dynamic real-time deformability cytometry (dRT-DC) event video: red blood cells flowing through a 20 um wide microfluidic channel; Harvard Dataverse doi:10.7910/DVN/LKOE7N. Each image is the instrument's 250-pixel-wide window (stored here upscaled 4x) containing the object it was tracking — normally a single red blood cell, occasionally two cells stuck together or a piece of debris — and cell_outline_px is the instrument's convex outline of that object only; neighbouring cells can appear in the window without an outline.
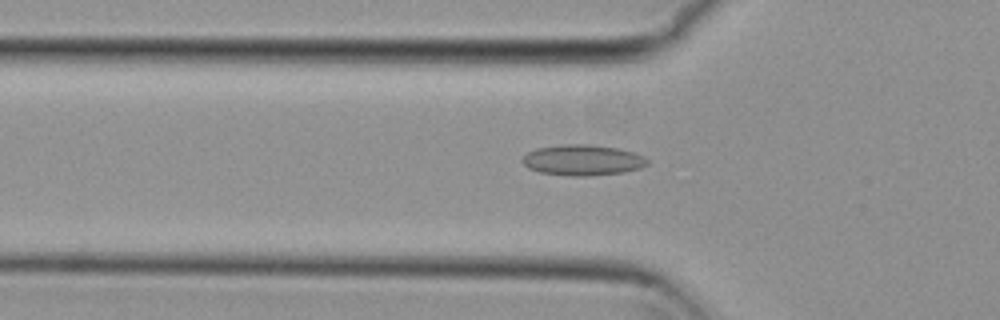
{"species": "common noctule bat (a hibernating species)", "species_latin": "Nyctalus noctula", "temperature_condition": "cold", "stored_images_in_passage": 53, "camera_frame_rate_fps": 3000, "um_per_image_px": 0.085, "animal": {"sex": "female", "body_mass_g": 29.2, "forearm_length_mm": 56.3}, "frame": {"image": 1, "passage_image": 16, "time_ms": 5.0, "image_size_px": [1000, 320], "cell_outline_px": [[648, 164], [640, 168], [624, 172], [588, 176], [572, 176], [540, 172], [528, 168], [520, 160], [528, 152], [536, 148], [560, 144], [592, 144], [616, 148], [632, 152], [644, 156], [648, 160]], "centroid_in_image_um": [49.51, 13.6], "position_along_channel_um": 76.3, "area_um2": 22.43}}
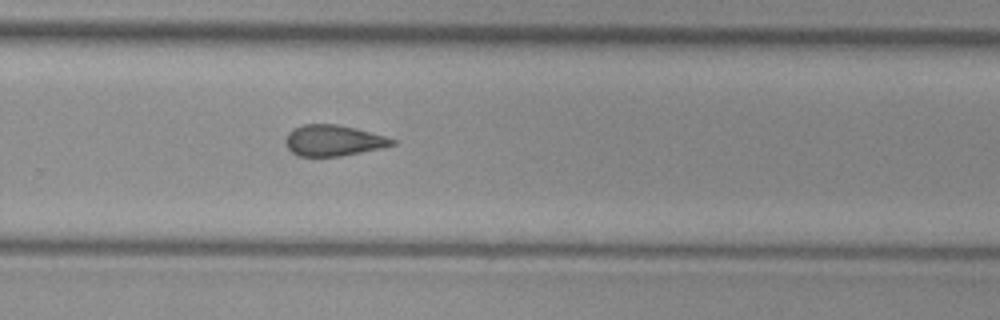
{"frame": {"image": 2, "passage_image": 34, "time_ms": 11.0, "image_size_px": [1000, 320], "cell_outline_px": [[396, 144], [380, 148], [340, 156], [296, 156], [288, 148], [284, 140], [288, 132], [292, 128], [304, 124], [336, 124], [356, 128], [384, 136], [396, 140]], "centroid_in_image_um": [28.29, 11.93], "position_along_channel_um": 301.5, "area_um2": 19.19}}
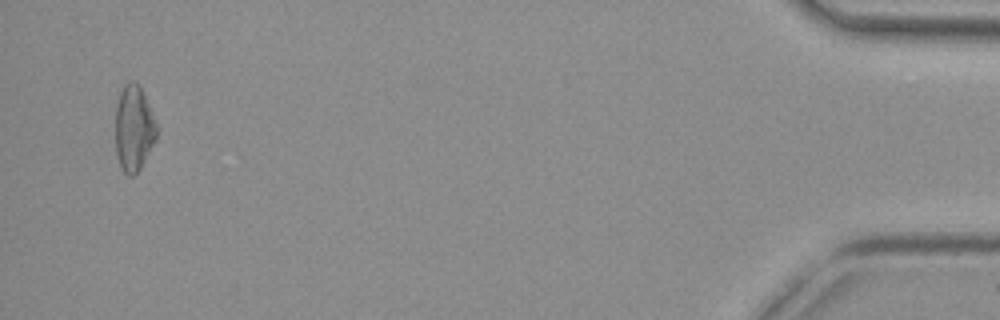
{"frame": {"image": 3, "passage_image": 51, "time_ms": 16.667, "image_size_px": [1000, 320], "cell_outline_px": [[156, 140], [140, 168], [132, 176], [128, 176], [124, 172], [116, 156], [116, 104], [120, 92], [124, 84], [128, 80], [132, 80], [140, 88], [144, 96], [156, 124]], "centroid_in_image_um": [11.35, 10.92], "position_along_channel_um": 423.9, "area_um2": 20.23}, "authors_computed_cell_mechanics": {"area_um2": 19.941, "velocity_mm_per_s": 3.745, "shape_relaxation_time_tau1_ms": null, "shape_relaxation_time_tau2_ms": 4.006, "deformation_change_tau1": null, "deformation_change_tau2": 0.1162}}